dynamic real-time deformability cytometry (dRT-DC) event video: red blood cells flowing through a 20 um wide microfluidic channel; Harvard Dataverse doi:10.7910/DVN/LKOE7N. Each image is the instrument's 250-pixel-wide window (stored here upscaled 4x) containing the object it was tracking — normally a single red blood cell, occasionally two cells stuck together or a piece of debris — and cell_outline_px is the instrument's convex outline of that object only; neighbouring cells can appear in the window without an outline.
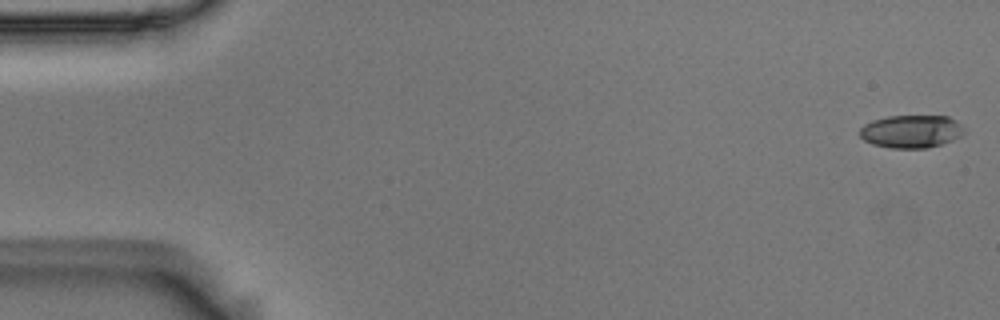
{"species": "Egyptian fruit bat (a non-hibernating species)", "species_latin": "Rousettus aegyptiacus", "temperature_condition": "room temperature", "stored_images_in_passage": 55, "camera_frame_rate_fps": 3000, "um_per_image_px": 0.085, "animal": {"sex": "male"}, "frame": {"image": 1, "passage_image": 1, "time_ms": 0.0, "image_size_px": [1000, 320], "cell_outline_px": [[964, 132], [960, 136], [952, 140], [928, 148], [892, 148], [872, 144], [864, 140], [860, 136], [860, 128], [864, 124], [872, 120], [888, 116], [948, 116], [956, 120], [964, 128]], "centroid_in_image_um": [77.44, 11.16], "position_along_channel_um": 7.6, "area_um2": 20.0}}
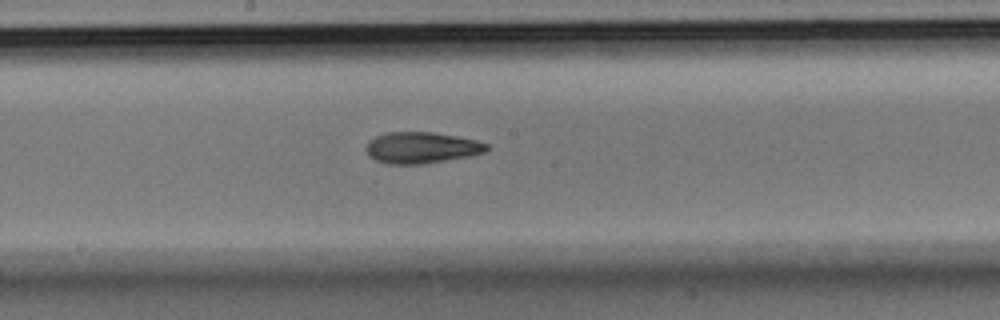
{"frame": {"image": 2, "passage_image": 29, "time_ms": 9.333, "image_size_px": [1000, 320], "cell_outline_px": [[488, 148], [484, 152], [468, 156], [424, 164], [388, 164], [376, 160], [368, 156], [364, 148], [368, 140], [376, 136], [388, 132], [432, 132], [456, 136], [476, 140], [488, 144]], "centroid_in_image_um": [35.77, 12.55], "position_along_channel_um": 212.4, "area_um2": 22.02}}
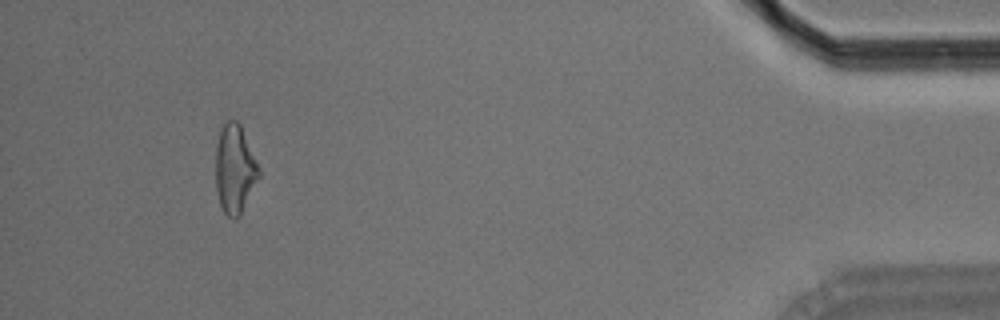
{"frame": {"image": 3, "passage_image": 51, "time_ms": 16.667, "image_size_px": [1000, 320], "cell_outline_px": [[260, 176], [240, 216], [236, 220], [232, 220], [224, 212], [220, 204], [216, 188], [216, 144], [220, 132], [224, 124], [228, 120], [236, 120], [240, 124], [260, 168]], "centroid_in_image_um": [19.97, 14.4], "position_along_channel_um": 415.2, "area_um2": 22.37}, "authors_computed_cell_mechanics": {"area_um2": 21.7328, "velocity_mm_per_s": 3.6722, "shape_relaxation_time_tau1_ms": 9.1166, "shape_relaxation_time_tau2_ms": 4.3708, "deformation_change_tau1": 0.1987, "deformation_change_tau2": 0.1406}}